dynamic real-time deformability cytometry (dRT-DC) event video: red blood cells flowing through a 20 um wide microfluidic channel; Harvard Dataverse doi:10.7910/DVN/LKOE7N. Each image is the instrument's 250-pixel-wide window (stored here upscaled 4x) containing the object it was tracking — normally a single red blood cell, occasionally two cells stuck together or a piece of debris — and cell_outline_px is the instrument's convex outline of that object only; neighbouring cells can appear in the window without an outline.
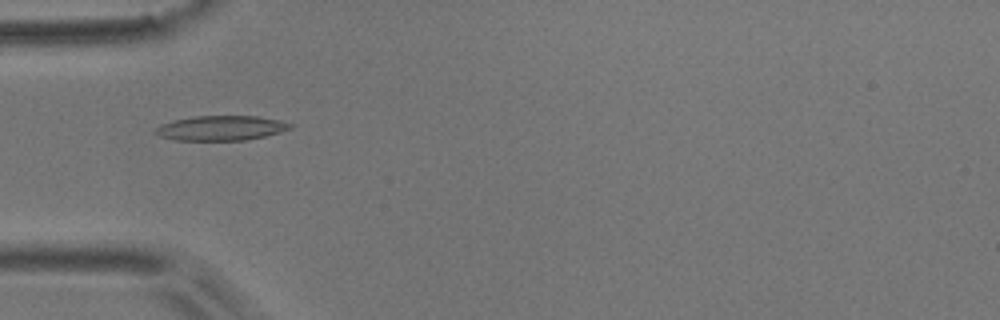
{"species": "common noctule bat (a hibernating species)", "species_latin": "Nyctalus noctula", "temperature_condition": "room temperature", "stored_images_in_passage": 45, "camera_frame_rate_fps": 3000, "um_per_image_px": 0.085, "animal": {"sex": "male", "body_mass_g": 17.9}, "frame": {"image": 1, "passage_image": 8, "time_ms": 2.333, "image_size_px": [1000, 320], "cell_outline_px": [[296, 124], [292, 128], [280, 132], [248, 140], [176, 140], [160, 136], [152, 132], [160, 124], [176, 120], [196, 116], [256, 116]], "centroid_in_image_um": [18.79, 10.89], "position_along_channel_um": 66.2, "area_um2": 19.36}}
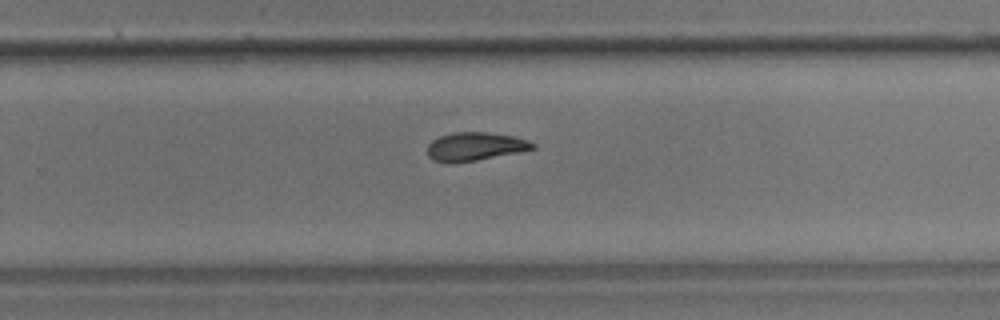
{"frame": {"image": 2, "passage_image": 26, "time_ms": 8.333, "image_size_px": [1000, 320], "cell_outline_px": [[536, 148], [476, 160], [452, 164], [432, 160], [428, 156], [428, 144], [432, 140], [440, 136], [452, 132], [484, 132], [512, 136], [528, 140], [536, 144]], "centroid_in_image_um": [40.33, 12.46], "position_along_channel_um": 289.5, "area_um2": 17.34}}
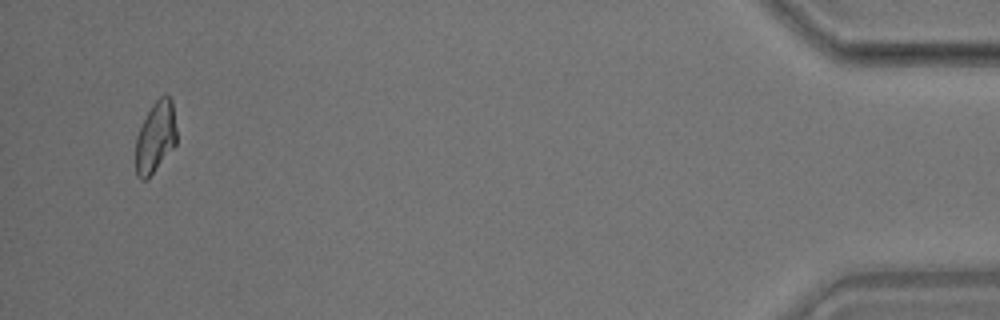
{"frame": {"image": 3, "passage_image": 43, "time_ms": 14.0, "image_size_px": [1000, 320], "cell_outline_px": [[176, 144], [148, 180], [140, 180], [136, 176], [136, 136], [152, 104], [164, 92], [172, 100], [176, 128]], "centroid_in_image_um": [13.22, 11.68], "position_along_channel_um": 422.0, "area_um2": 17.11}, "authors_computed_cell_mechanics": {"area_um2": 17.9758, "velocity_mm_per_s": 3.7253, "shape_relaxation_time_tau1_ms": 6.8359, "shape_relaxation_time_tau2_ms": 7.3025, "deformation_change_tau1": 0.1723, "deformation_change_tau2": 0.1392}}